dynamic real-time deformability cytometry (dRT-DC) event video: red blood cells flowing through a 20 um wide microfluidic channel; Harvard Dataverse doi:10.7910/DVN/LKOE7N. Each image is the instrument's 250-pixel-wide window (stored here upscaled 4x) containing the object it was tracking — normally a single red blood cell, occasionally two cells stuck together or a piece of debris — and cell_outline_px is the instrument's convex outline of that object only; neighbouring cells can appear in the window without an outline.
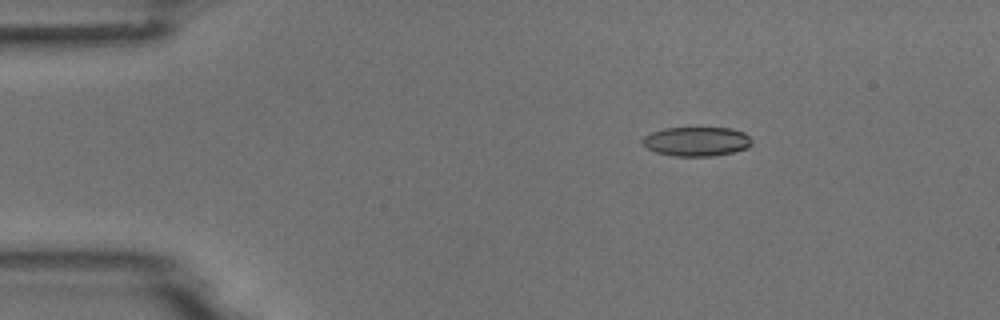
{"species": "common noctule bat (a hibernating species)", "species_latin": "Nyctalus noctula", "temperature_condition": "room temperature", "stored_images_in_passage": 4, "camera_frame_rate_fps": 3000, "um_per_image_px": 0.085, "animal": {"sex": "male", "body_mass_g": 18.8}, "frame": {"image": 1, "passage_image": 2, "time_ms": 0.333, "image_size_px": [1000, 320], "cell_outline_px": [[752, 144], [748, 148], [736, 152], [712, 156], [672, 156], [656, 152], [648, 148], [644, 144], [644, 136], [652, 132], [664, 128], [732, 128], [744, 132], [752, 140]], "centroid_in_image_um": [59.26, 12.03], "position_along_channel_um": 25.7, "area_um2": 18.67}}